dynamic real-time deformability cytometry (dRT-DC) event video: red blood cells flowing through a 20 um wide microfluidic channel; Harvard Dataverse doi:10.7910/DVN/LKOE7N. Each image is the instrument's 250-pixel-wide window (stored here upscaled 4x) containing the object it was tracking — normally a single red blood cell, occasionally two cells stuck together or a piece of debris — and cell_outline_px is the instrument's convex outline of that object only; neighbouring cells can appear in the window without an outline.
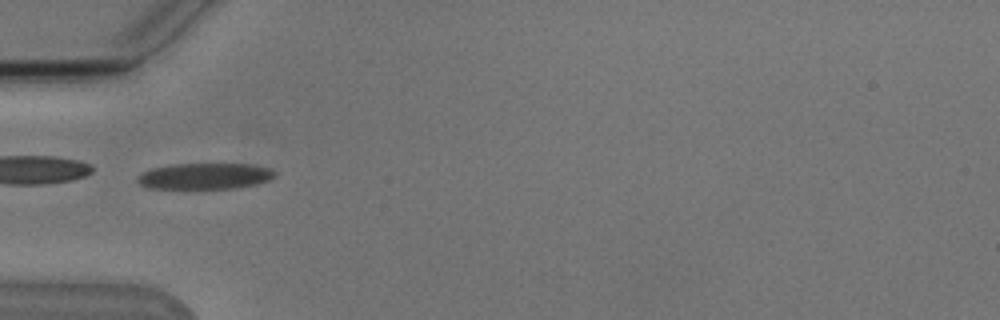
{"species": "Egyptian fruit bat (a non-hibernating species)", "species_latin": "Rousettus aegyptiacus", "temperature_condition": "cold", "stored_images_in_passage": 7, "camera_frame_rate_fps": 3000, "um_per_image_px": 0.085, "animal": {"sex": "male"}, "frame": {"image": 1, "passage_image": 5, "time_ms": 4.667, "image_size_px": [1000, 320], "cell_outline_px": [[276, 172], [268, 180], [256, 184], [236, 188], [148, 188], [140, 184], [136, 180], [136, 176], [140, 172], [152, 168], [176, 164], [252, 164], [268, 168]], "centroid_in_image_um": [17.35, 14.97], "position_along_channel_um": 67.6, "area_um2": 20.75}}
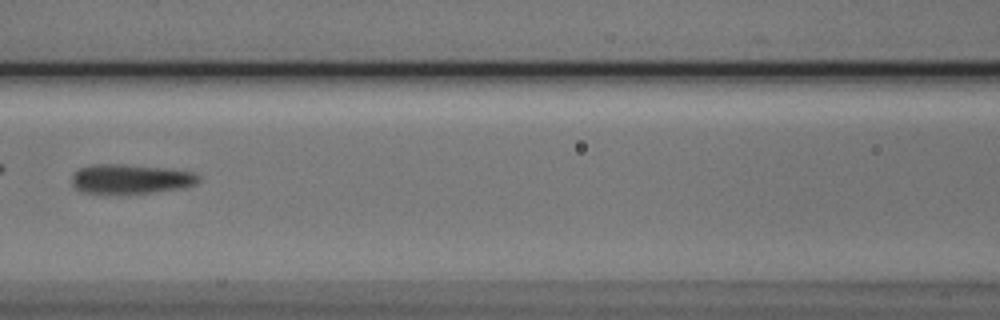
{"frame": {"image": 2, "passage_image": 7, "time_ms": 7.0, "image_size_px": [1000, 320], "cell_outline_px": [[200, 180], [196, 184], [184, 188], [148, 192], [80, 192], [72, 184], [72, 176], [80, 168], [92, 164], [124, 164], [168, 168], [196, 172], [200, 176]], "centroid_in_image_um": [11.16, 15.18], "position_along_channel_um": 155.4, "area_um2": 21.56}}